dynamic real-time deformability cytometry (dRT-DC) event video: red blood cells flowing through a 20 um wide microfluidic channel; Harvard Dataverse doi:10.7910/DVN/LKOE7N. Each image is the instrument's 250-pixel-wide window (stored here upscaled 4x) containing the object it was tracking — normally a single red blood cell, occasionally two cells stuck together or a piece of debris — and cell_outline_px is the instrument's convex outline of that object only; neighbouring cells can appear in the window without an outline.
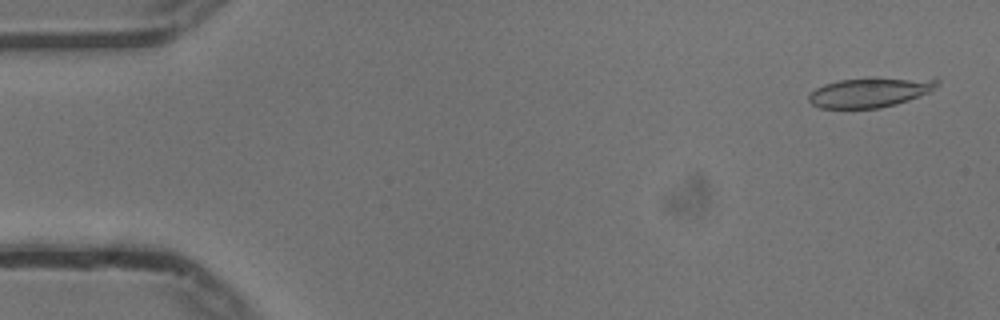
{"species": "common noctule bat (a hibernating species)", "species_latin": "Nyctalus noctula", "temperature_condition": "cold", "stored_images_in_passage": 7, "camera_frame_rate_fps": 3000, "um_per_image_px": 0.085, "animal": {"sex": "male", "body_mass_g": 13.3}, "frame": {"image": 1, "passage_image": 2, "time_ms": 0.333, "image_size_px": [1000, 320], "cell_outline_px": [[940, 80], [936, 88], [928, 92], [908, 100], [896, 104], [880, 108], [820, 108], [812, 104], [808, 100], [808, 96], [816, 88], [824, 84], [840, 80], [876, 76]], "centroid_in_image_um": [73.93, 7.83], "position_along_channel_um": 11.1, "area_um2": 22.37}}